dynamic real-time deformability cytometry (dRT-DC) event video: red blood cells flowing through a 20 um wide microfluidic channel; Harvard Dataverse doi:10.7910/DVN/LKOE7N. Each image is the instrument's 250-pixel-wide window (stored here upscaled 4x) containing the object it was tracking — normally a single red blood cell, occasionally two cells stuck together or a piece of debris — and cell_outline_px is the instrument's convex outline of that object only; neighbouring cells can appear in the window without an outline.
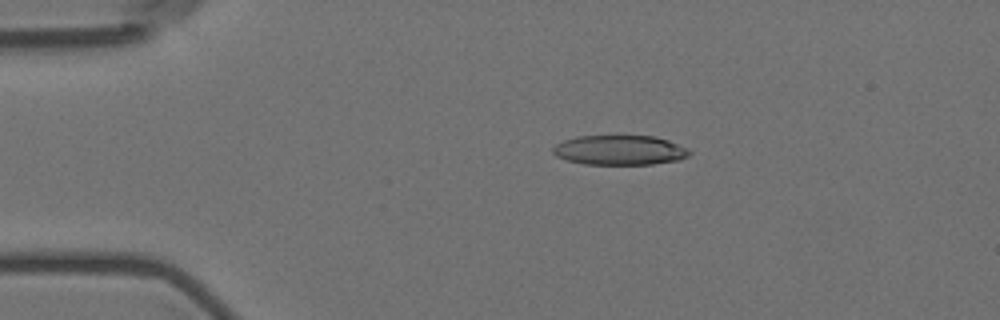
{"species": "Egyptian fruit bat (a non-hibernating species)", "species_latin": "Rousettus aegyptiacus", "temperature_condition": "room temperature", "stored_images_in_passage": 9, "camera_frame_rate_fps": 3000, "um_per_image_px": 0.085, "animal": {"sex": "female"}, "frame": {"image": 1, "passage_image": 3, "time_ms": 2.667, "image_size_px": [1000, 320], "cell_outline_px": [[692, 152], [688, 156], [680, 160], [652, 164], [584, 164], [568, 160], [556, 156], [552, 152], [552, 148], [556, 144], [564, 140], [576, 136], [656, 136], [668, 140], [688, 148]], "centroid_in_image_um": [52.69, 12.76], "position_along_channel_um": 32.3, "area_um2": 23.7}}
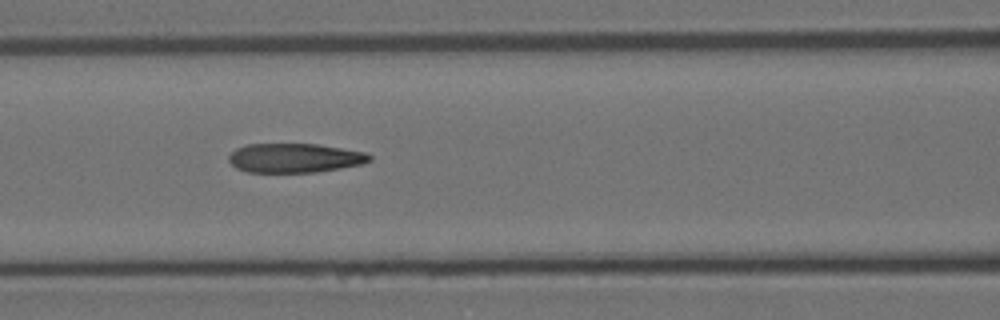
{"frame": {"image": 2, "passage_image": 7, "time_ms": 7.0, "image_size_px": [1000, 320], "cell_outline_px": [[372, 160], [364, 164], [316, 172], [248, 172], [236, 168], [228, 160], [228, 156], [236, 148], [248, 144], [316, 144], [364, 152], [372, 156]], "centroid_in_image_um": [25.05, 13.43], "position_along_channel_um": 141.6, "area_um2": 23.93}}
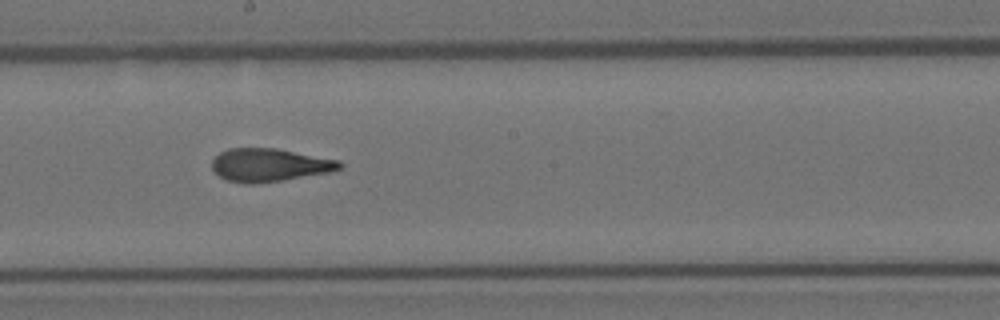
{"frame": {"image": 3, "passage_image": 9, "time_ms": 9.333, "image_size_px": [1000, 320], "cell_outline_px": [[344, 164], [340, 168], [328, 172], [280, 180], [252, 184], [244, 184], [228, 180], [220, 176], [212, 168], [212, 160], [220, 152], [228, 148], [276, 148], [340, 160]], "centroid_in_image_um": [22.89, 14.01], "position_along_channel_um": 225.3, "area_um2": 24.39}}